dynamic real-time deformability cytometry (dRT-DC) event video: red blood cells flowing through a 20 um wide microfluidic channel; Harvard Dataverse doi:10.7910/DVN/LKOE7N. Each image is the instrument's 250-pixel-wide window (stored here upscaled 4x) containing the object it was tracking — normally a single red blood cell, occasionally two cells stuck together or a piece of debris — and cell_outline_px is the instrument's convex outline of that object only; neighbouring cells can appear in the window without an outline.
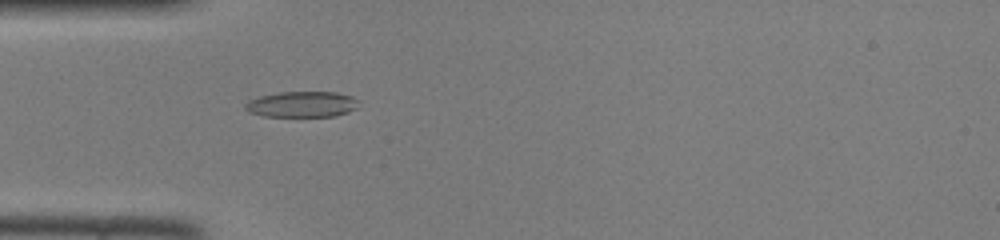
{"species": "common noctule bat (a hibernating species)", "species_latin": "Nyctalus noctula", "temperature_condition": "room temperature", "stored_images_in_passage": 33, "camera_frame_rate_fps": 3000, "um_per_image_px": 0.085, "animal": {"sex": "female", "body_mass_g": 22.0, "forearm_length_mm": 56.7}, "frame": {"image": 1, "passage_image": 1, "time_ms": 0.0, "image_size_px": [1000, 240], "cell_outline_px": [[360, 100], [356, 108], [348, 112], [336, 116], [264, 116], [248, 112], [244, 108], [244, 104], [248, 100], [260, 96], [280, 92], [336, 92], [352, 96]], "centroid_in_image_um": [25.67, 8.86], "position_along_channel_um": 59.3, "area_um2": 17.17}}
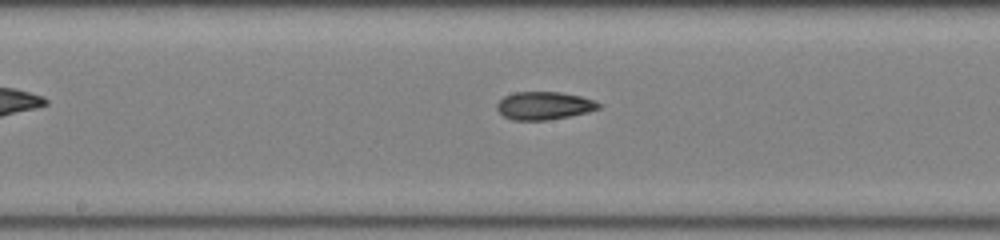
{"frame": {"image": 2, "passage_image": 11, "time_ms": 3.333, "image_size_px": [1000, 240], "cell_outline_px": [[604, 104], [600, 108], [588, 112], [568, 116], [544, 120], [512, 120], [504, 116], [496, 108], [496, 104], [504, 96], [516, 92], [560, 92], [580, 96]], "centroid_in_image_um": [46.25, 8.98], "position_along_channel_um": 202.0, "area_um2": 16.47}}
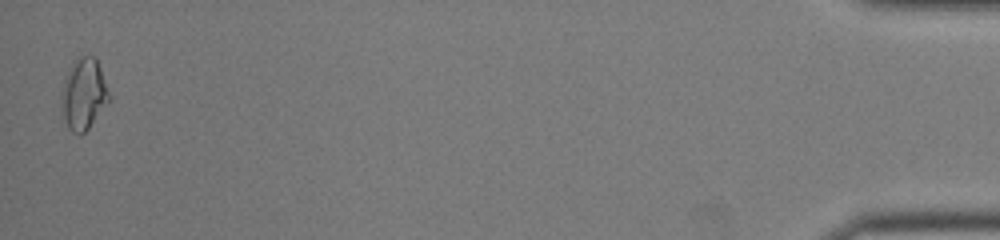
{"frame": {"image": 3, "passage_image": 33, "time_ms": 10.667, "image_size_px": [1000, 240], "cell_outline_px": [[112, 96], [88, 128], [80, 136], [72, 132], [68, 128], [64, 116], [60, 96], [64, 80], [76, 60], [80, 56], [92, 56], [96, 60], [100, 68]], "centroid_in_image_um": [7.12, 8.02], "position_along_channel_um": 428.1, "area_um2": 19.36}}